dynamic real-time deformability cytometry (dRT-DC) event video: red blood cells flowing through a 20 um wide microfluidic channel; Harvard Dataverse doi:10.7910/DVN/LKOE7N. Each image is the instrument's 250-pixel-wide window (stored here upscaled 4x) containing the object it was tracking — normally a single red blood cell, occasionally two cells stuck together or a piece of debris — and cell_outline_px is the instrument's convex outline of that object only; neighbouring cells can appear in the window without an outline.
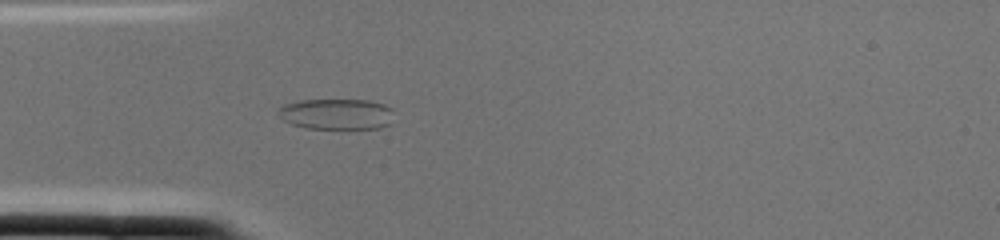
{"species": "common noctule bat (a hibernating species)", "species_latin": "Nyctalus noctula", "temperature_condition": "cold", "stored_images_in_passage": 2, "camera_frame_rate_fps": 3000, "um_per_image_px": 0.085, "animal": {"sex": "female", "body_mass_g": 22.0, "forearm_length_mm": 56.7}, "frame": {"image": 1, "passage_image": 2, "time_ms": 0.333, "image_size_px": [1000, 240], "cell_outline_px": [[392, 124], [380, 128], [304, 128], [292, 124], [284, 120], [276, 112], [276, 108], [284, 104], [300, 100], [372, 100], [384, 104], [392, 108]], "centroid_in_image_um": [28.61, 9.69], "position_along_channel_um": 56.4, "area_um2": 20.98}}